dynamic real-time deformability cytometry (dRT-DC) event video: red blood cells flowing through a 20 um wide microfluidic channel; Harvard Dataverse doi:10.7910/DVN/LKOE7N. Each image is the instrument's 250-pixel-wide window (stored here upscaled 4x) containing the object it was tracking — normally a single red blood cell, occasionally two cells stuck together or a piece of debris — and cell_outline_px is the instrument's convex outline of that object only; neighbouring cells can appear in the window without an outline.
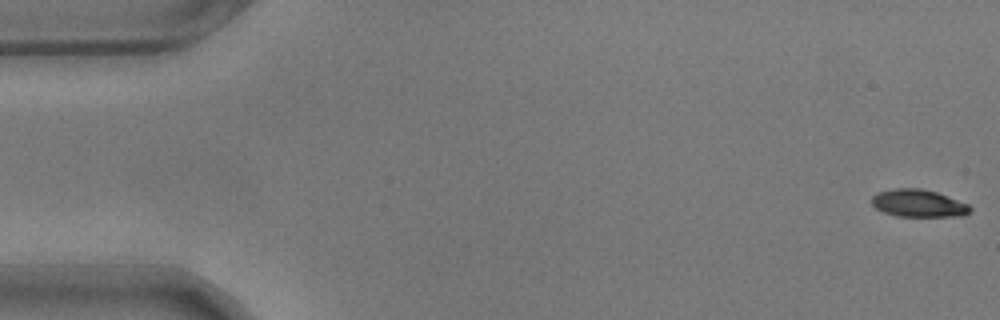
{"species": "common noctule bat (a hibernating species)", "species_latin": "Nyctalus noctula", "temperature_condition": "warm", "stored_images_in_passage": 22, "camera_frame_rate_fps": 3000, "um_per_image_px": 0.085, "animal": {"sex": "male", "body_mass_g": 17.9}, "frame": {"image": 1, "passage_image": 1, "time_ms": 0.0, "image_size_px": [1000, 320], "cell_outline_px": [[972, 208], [964, 216], [896, 216], [884, 212], [876, 208], [872, 204], [872, 196], [880, 192], [892, 188], [920, 188], [936, 192], [968, 204]], "centroid_in_image_um": [78.06, 17.28], "position_along_channel_um": 6.9, "area_um2": 15.61}}
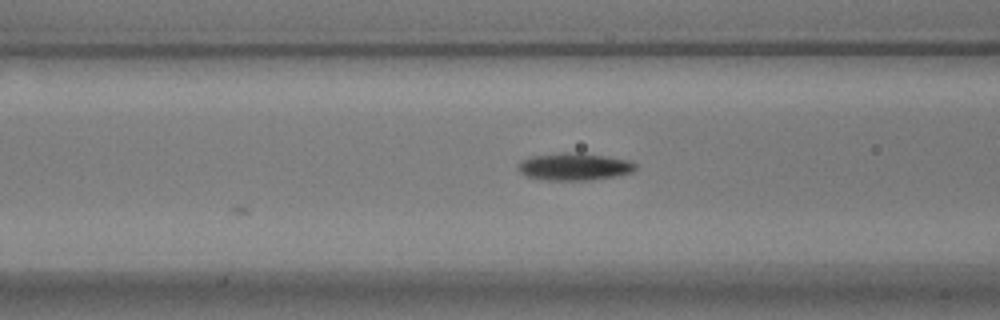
{"frame": {"image": 2, "passage_image": 22, "time_ms": 7.0, "image_size_px": [1000, 320], "cell_outline_px": [[636, 168], [632, 172], [592, 180], [548, 180], [528, 176], [520, 172], [516, 168], [516, 164], [532, 156], [564, 152], [572, 152], [604, 156], [628, 160], [636, 164]], "centroid_in_image_um": [48.78, 14.16], "position_along_channel_um": 117.8, "area_um2": 18.44}}